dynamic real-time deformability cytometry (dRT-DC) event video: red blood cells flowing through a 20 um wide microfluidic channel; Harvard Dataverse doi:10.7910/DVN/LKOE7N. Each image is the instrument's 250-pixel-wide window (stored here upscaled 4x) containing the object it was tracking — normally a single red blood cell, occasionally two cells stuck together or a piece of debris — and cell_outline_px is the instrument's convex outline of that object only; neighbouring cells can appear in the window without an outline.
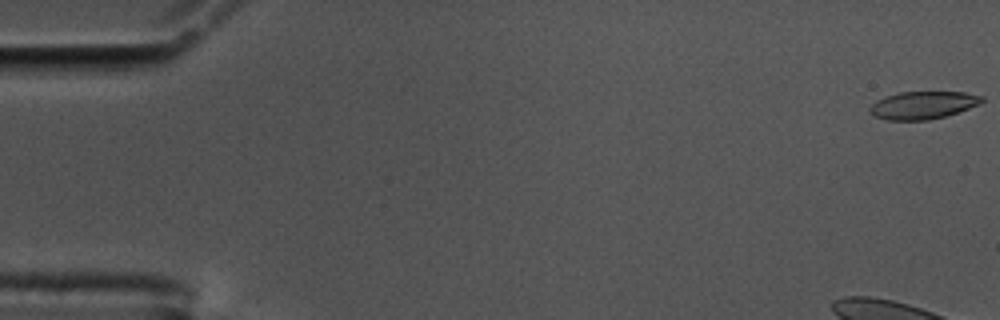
{"species": "common noctule bat (a hibernating species)", "species_latin": "Nyctalus noctula", "temperature_condition": "cold", "stored_images_in_passage": 17, "camera_frame_rate_fps": 3000, "um_per_image_px": 0.085, "animal": {"sex": "male", "body_mass_g": 17.5, "forearm_length_mm": 52.3}, "frame": {"image": 1, "passage_image": 1, "time_ms": 0.0, "image_size_px": [1000, 320], "cell_outline_px": [[984, 100], [980, 104], [944, 116], [928, 120], [888, 120], [872, 116], [868, 108], [876, 100], [884, 96], [900, 92], [964, 92], [984, 96]], "centroid_in_image_um": [78.41, 8.93], "position_along_channel_um": 6.6, "area_um2": 18.09}}